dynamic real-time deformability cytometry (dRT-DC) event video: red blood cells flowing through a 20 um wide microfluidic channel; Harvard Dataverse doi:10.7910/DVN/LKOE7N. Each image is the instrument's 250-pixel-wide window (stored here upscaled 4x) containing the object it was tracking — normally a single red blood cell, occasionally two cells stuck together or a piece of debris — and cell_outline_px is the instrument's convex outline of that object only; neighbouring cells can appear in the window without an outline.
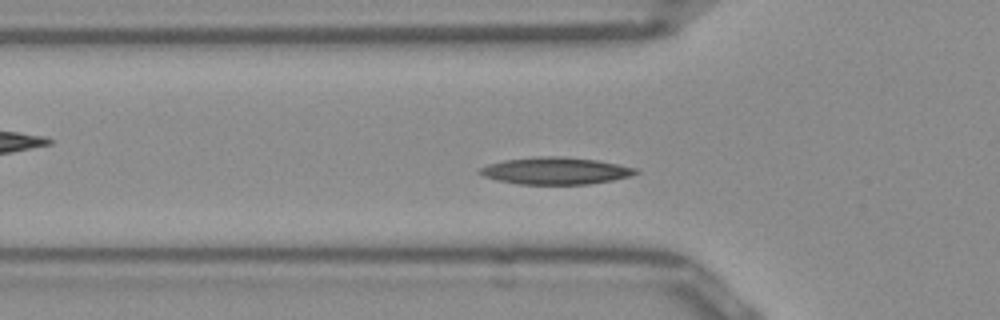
{"species": "Egyptian fruit bat (a non-hibernating species)", "species_latin": "Rousettus aegyptiacus", "temperature_condition": "room temperature", "stored_images_in_passage": 49, "segment_of_instrument_passage": [1, 2], "camera_frame_rate_fps": 3000, "um_per_image_px": 0.085, "frame": {"image": 1, "passage_image": 13, "time_ms": 4.0, "image_size_px": [1000, 320], "cell_outline_px": [[640, 172], [628, 176], [612, 180], [588, 184], [520, 184], [496, 180], [484, 176], [476, 172], [480, 168], [488, 164], [504, 160], [540, 156], [556, 156], [596, 160], [636, 168]], "centroid_in_image_um": [47.17, 14.52], "position_along_channel_um": 78.6, "area_um2": 24.33}}
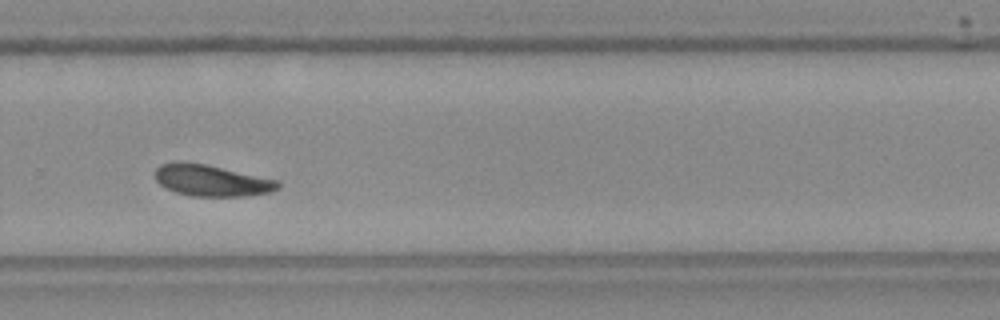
{"frame": {"image": 2, "passage_image": 31, "time_ms": 10.0, "image_size_px": [1000, 320], "cell_outline_px": [[280, 188], [272, 192], [248, 196], [192, 196], [176, 192], [160, 184], [156, 180], [156, 168], [160, 164], [204, 164], [280, 180]], "centroid_in_image_um": [18.09, 15.38], "position_along_channel_um": 311.7, "area_um2": 21.96}}
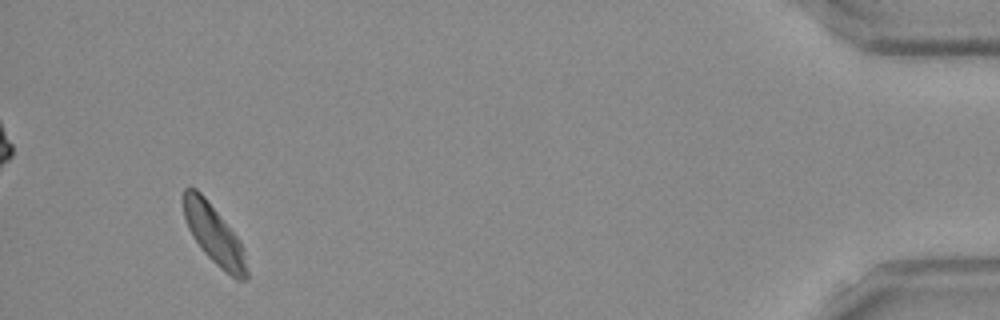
{"frame": {"image": 3, "passage_image": 45, "time_ms": 14.667, "image_size_px": [1000, 320], "cell_outline_px": [[248, 280], [236, 280], [224, 272], [204, 252], [192, 236], [188, 228], [184, 216], [184, 188], [196, 188], [204, 196], [240, 240], [248, 272]], "centroid_in_image_um": [18.21, 19.98], "position_along_channel_um": 417.0, "area_um2": 21.44}}